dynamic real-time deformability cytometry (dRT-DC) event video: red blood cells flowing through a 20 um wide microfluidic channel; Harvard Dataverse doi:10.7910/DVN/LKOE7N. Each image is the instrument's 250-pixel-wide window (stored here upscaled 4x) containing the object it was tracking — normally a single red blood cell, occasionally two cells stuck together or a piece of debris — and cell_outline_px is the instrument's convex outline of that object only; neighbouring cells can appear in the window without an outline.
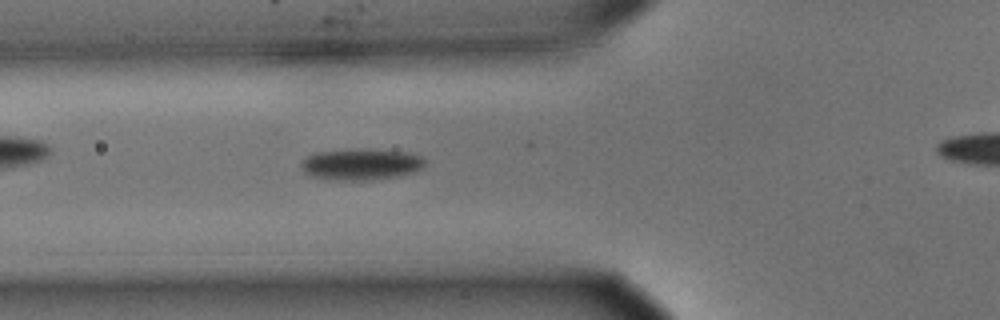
{"species": "common noctule bat (a hibernating species)", "species_latin": "Nyctalus noctula", "temperature_condition": "cold", "stored_images_in_passage": 36, "camera_frame_rate_fps": 3000, "um_per_image_px": 0.085, "animal": {"sex": "male", "body_mass_g": 15.6}, "frame": {"image": 1, "passage_image": 13, "time_ms": 4.0, "image_size_px": [1000, 320], "cell_outline_px": [[428, 160], [424, 168], [412, 172], [396, 176], [372, 180], [336, 180], [312, 176], [304, 172], [300, 168], [300, 164], [308, 156], [316, 152], [356, 148], [364, 148], [412, 152]], "centroid_in_image_um": [30.74, 13.94], "position_along_channel_um": 95.1, "area_um2": 23.0}}
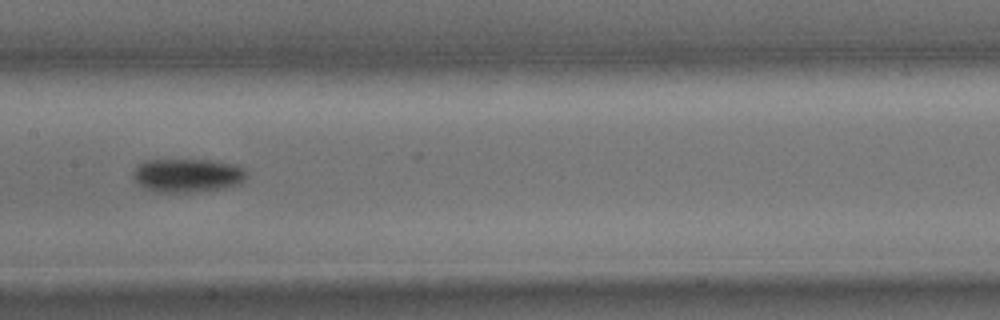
{"frame": {"image": 2, "passage_image": 21, "time_ms": 6.667, "image_size_px": [1000, 320], "cell_outline_px": [[248, 176], [240, 184], [208, 192], [156, 192], [144, 188], [132, 176], [132, 172], [136, 164], [144, 160], [208, 160], [236, 164], [244, 168], [248, 172]], "centroid_in_image_um": [15.96, 14.91], "position_along_channel_um": 191.4, "area_um2": 22.77}}
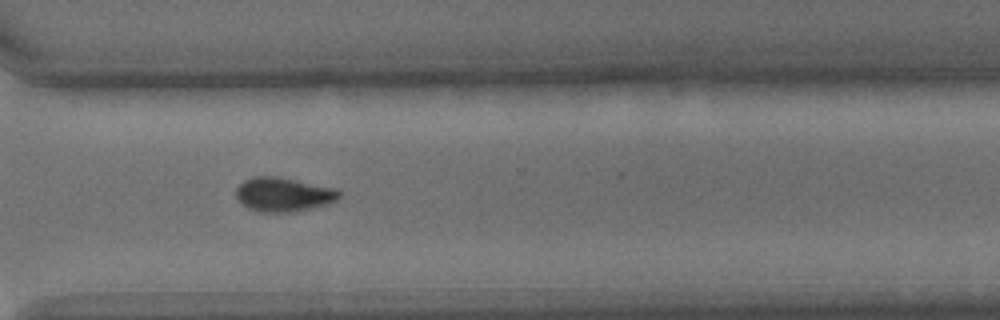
{"frame": {"image": 3, "passage_image": 34, "time_ms": 11.0, "image_size_px": [1000, 320], "cell_outline_px": [[340, 196], [336, 200], [328, 204], [296, 212], [260, 212], [248, 208], [236, 196], [236, 188], [244, 180], [256, 176], [276, 176], [336, 188], [340, 192]], "centroid_in_image_um": [24.11, 16.53], "position_along_channel_um": 346.5, "area_um2": 20.46}, "authors_computed_cell_mechanics": {"area_um2": 22.1663, "velocity_mm_per_s": 3.5882, "shape_relaxation_time_tau1_ms": 2.9113, "shape_relaxation_time_tau2_ms": null, "deformation_change_tau1": 0.1069, "deformation_change_tau2": null}}